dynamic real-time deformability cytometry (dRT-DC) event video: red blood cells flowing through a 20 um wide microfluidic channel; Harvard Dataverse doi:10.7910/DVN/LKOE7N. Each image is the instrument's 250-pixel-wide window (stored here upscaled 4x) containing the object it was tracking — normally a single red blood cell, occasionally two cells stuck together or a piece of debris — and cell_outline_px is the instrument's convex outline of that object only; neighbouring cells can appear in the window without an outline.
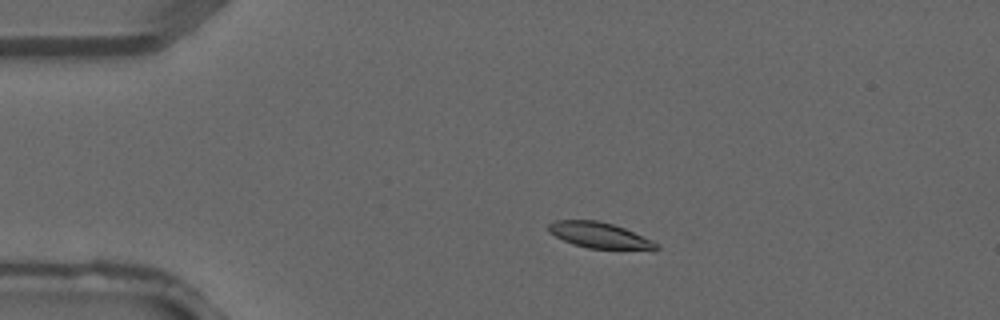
{"species": "common noctule bat (a hibernating species)", "species_latin": "Nyctalus noctula", "temperature_condition": "warm", "stored_images_in_passage": 3, "camera_frame_rate_fps": 3000, "um_per_image_px": 0.085, "animal": {"sex": "male", "forearm_length_mm": 52.5}, "frame": {"image": 1, "passage_image": 1, "time_ms": 0.0, "image_size_px": [1000, 320], "cell_outline_px": [[660, 248], [656, 252], [588, 248], [564, 240], [548, 232], [548, 224], [556, 220], [596, 220], [612, 224], [624, 228], [652, 240]], "centroid_in_image_um": [51.06, 20.04], "position_along_channel_um": 33.9, "area_um2": 16.53}}
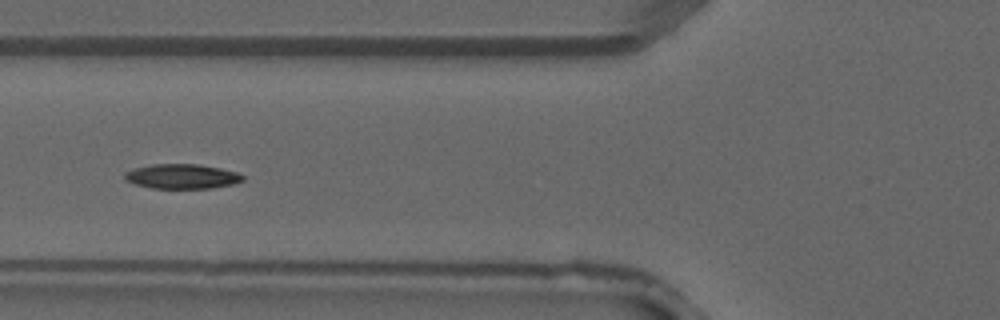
{"frame": {"image": 2, "passage_image": 3, "time_ms": 0.667, "image_size_px": [1000, 320], "cell_outline_px": [[244, 180], [232, 184], [212, 188], [152, 188], [136, 184], [128, 180], [124, 176], [124, 172], [136, 168], [152, 164], [200, 164], [220, 168], [236, 172], [244, 176]], "centroid_in_image_um": [15.49, 14.99], "position_along_channel_um": 110.3, "area_um2": 16.82}}